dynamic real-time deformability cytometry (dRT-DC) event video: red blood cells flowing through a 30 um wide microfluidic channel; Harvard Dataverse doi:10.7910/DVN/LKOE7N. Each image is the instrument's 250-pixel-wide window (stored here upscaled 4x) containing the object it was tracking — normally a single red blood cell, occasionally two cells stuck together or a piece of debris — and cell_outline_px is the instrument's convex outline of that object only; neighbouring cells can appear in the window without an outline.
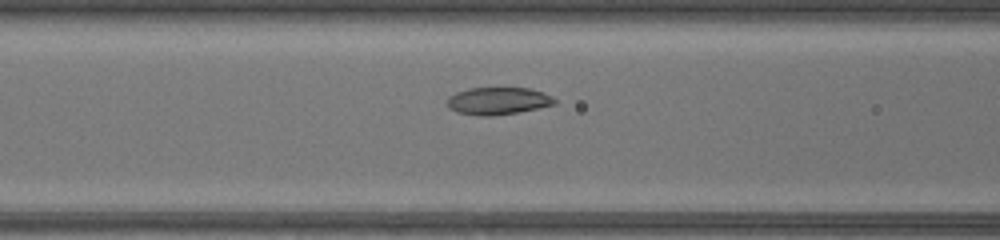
{"species": "common noctule bat (a hibernating species)", "species_latin": "Nyctalus noctula", "temperature_condition": "warm", "stored_images_in_passage": 33, "camera_frame_rate_fps": 3000, "um_per_image_px": 0.085, "animal": {"sex": "female", "body_mass_g": 17.0, "forearm_length_mm": 48.0}, "frame": {"image": 1, "passage_image": 5, "time_ms": 1.333, "image_size_px": [1000, 240], "cell_outline_px": [[552, 104], [512, 112], [464, 112], [452, 108], [448, 104], [448, 100], [452, 96], [460, 92], [476, 88], [524, 88], [540, 92], [548, 96], [552, 100]], "centroid_in_image_um": [42.34, 8.51], "position_along_channel_um": 124.3, "area_um2": 14.8}}
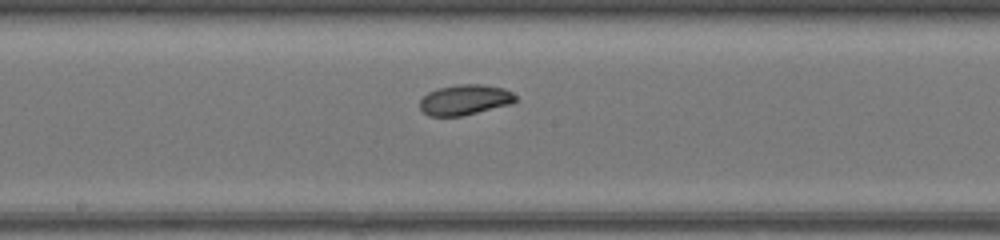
{"frame": {"image": 2, "passage_image": 11, "time_ms": 3.333, "image_size_px": [1000, 240], "cell_outline_px": [[516, 100], [504, 104], [456, 116], [432, 116], [424, 112], [420, 108], [420, 100], [424, 96], [432, 92], [444, 88], [500, 88], [516, 96]], "centroid_in_image_um": [39.39, 8.56], "position_along_channel_um": 208.8, "area_um2": 14.57}}
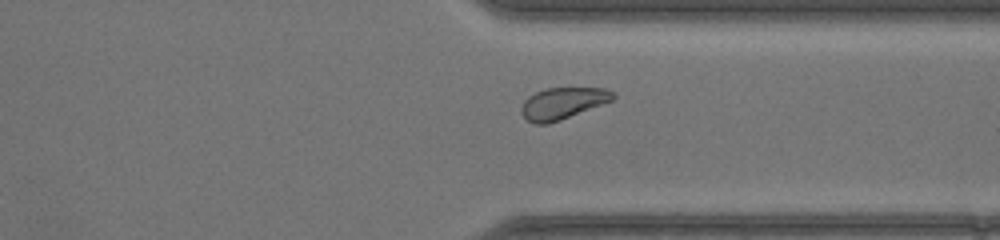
{"frame": {"image": 3, "passage_image": 22, "time_ms": 7.0, "image_size_px": [1000, 240], "cell_outline_px": [[612, 96], [608, 100], [556, 120], [544, 124], [540, 124], [528, 120], [524, 116], [524, 104], [532, 96], [540, 92], [552, 88], [600, 88], [612, 92]], "centroid_in_image_um": [47.8, 8.76], "position_along_channel_um": 363.6, "area_um2": 14.97}, "authors_computed_cell_mechanics": {"area_um2": 14.739, "velocity_mm_per_s": 4.2357, "shape_relaxation_time_tau1_ms": null, "shape_relaxation_time_tau2_ms": 3.9487, "deformation_change_tau1": null, "deformation_change_tau2": 0.1036}}